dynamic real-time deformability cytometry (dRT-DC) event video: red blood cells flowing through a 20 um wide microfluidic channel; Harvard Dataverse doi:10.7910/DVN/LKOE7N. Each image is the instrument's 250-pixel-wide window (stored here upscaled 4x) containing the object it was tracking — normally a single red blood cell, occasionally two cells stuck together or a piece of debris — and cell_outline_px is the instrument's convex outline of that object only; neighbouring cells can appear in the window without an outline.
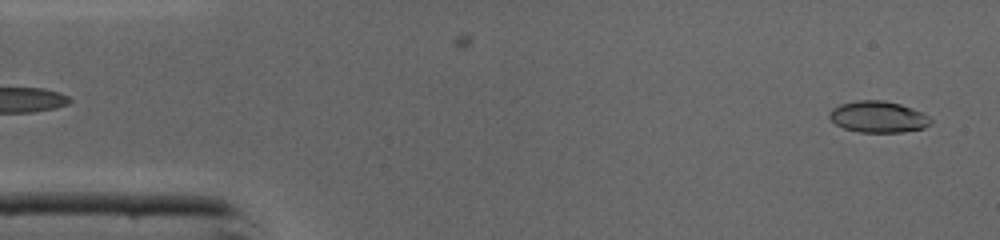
{"species": "common noctule bat (a hibernating species)", "species_latin": "Nyctalus noctula", "temperature_condition": "cold", "stored_images_in_passage": 44, "camera_frame_rate_fps": 3000, "um_per_image_px": 0.085, "animal": {"sex": "male", "body_mass_g": 19.0, "forearm_length_mm": 50.8}, "frame": {"image": 1, "passage_image": 1, "time_ms": 0.0, "image_size_px": [1000, 240], "cell_outline_px": [[932, 120], [924, 128], [904, 132], [860, 132], [844, 128], [836, 124], [828, 116], [828, 112], [832, 108], [840, 104], [856, 100], [884, 100], [900, 104], [924, 112]], "centroid_in_image_um": [74.64, 9.92], "position_along_channel_um": 10.4, "area_um2": 18.61}}
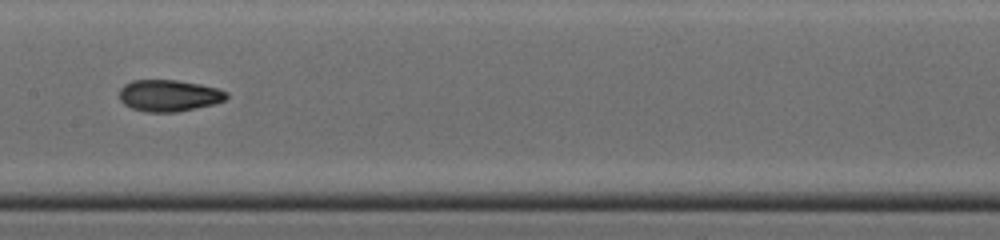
{"frame": {"image": 2, "passage_image": 21, "time_ms": 6.667, "image_size_px": [1000, 240], "cell_outline_px": [[228, 96], [224, 100], [212, 104], [176, 112], [148, 112], [132, 108], [124, 104], [120, 100], [120, 88], [124, 84], [132, 80], [176, 80], [200, 84], [216, 88], [228, 92]], "centroid_in_image_um": [14.34, 8.11], "position_along_channel_um": 193.1, "area_um2": 19.59}}
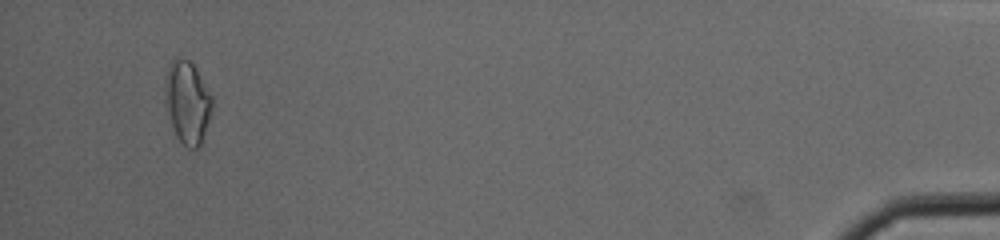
{"frame": {"image": 3, "passage_image": 42, "time_ms": 13.667, "image_size_px": [1000, 240], "cell_outline_px": [[212, 108], [200, 144], [196, 148], [188, 148], [176, 136], [168, 112], [164, 96], [164, 80], [168, 64], [176, 56], [188, 60], [196, 68], [212, 96]], "centroid_in_image_um": [15.9, 8.62], "position_along_channel_um": 419.3, "area_um2": 22.43}, "authors_computed_cell_mechanics": {"area_um2": 19.1029, "velocity_mm_per_s": 4.3866, "shape_relaxation_time_tau1_ms": 6.9605, "shape_relaxation_time_tau2_ms": 2.2145, "deformation_change_tau1": 0.1983, "deformation_change_tau2": 0.076}}